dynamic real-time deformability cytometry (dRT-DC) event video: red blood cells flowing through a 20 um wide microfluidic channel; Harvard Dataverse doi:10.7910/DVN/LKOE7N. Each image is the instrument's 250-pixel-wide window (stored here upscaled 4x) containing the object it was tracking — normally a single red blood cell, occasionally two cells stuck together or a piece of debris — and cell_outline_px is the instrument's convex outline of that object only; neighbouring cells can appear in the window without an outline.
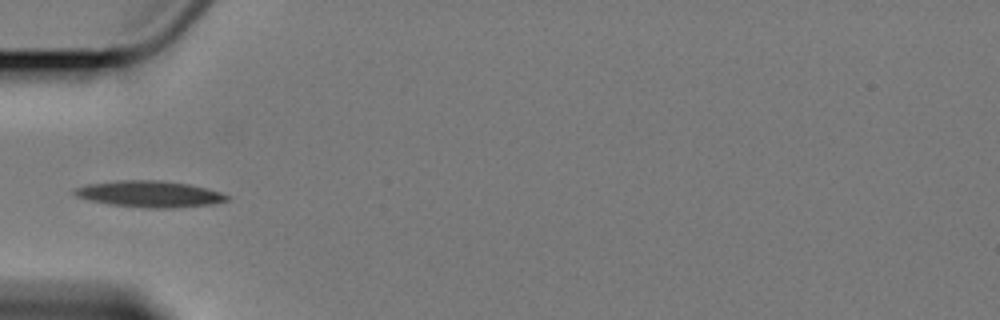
{"species": "Egyptian fruit bat (a non-hibernating species)", "species_latin": "Rousettus aegyptiacus", "temperature_condition": "cold", "stored_images_in_passage": 13, "camera_frame_rate_fps": 3000, "um_per_image_px": 0.085, "animal": {"sex": "female"}, "frame": {"image": 1, "passage_image": 3, "time_ms": 3.333, "image_size_px": [1000, 320], "cell_outline_px": [[232, 200], [212, 204], [176, 208], [140, 208], [108, 204], [88, 200], [76, 196], [72, 192], [72, 188], [88, 184], [120, 180], [160, 180], [188, 184], [220, 192], [232, 196]], "centroid_in_image_um": [12.71, 16.5], "position_along_channel_um": 72.3, "area_um2": 23.76}}
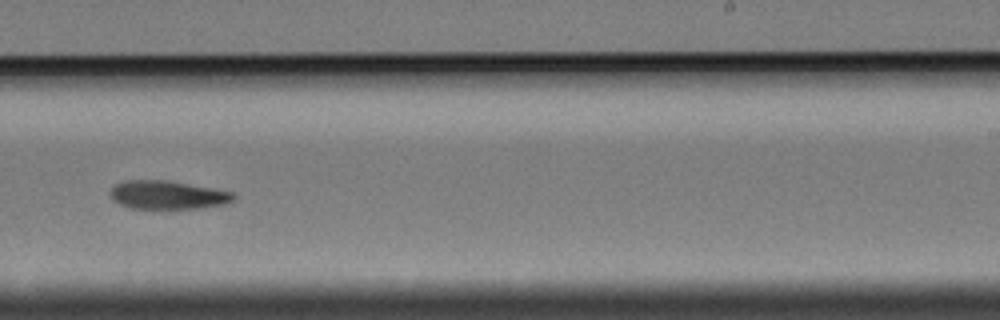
{"frame": {"image": 2, "passage_image": 8, "time_ms": 9.333, "image_size_px": [1000, 320], "cell_outline_px": [[236, 196], [232, 200], [224, 204], [204, 208], [132, 208], [120, 204], [112, 200], [108, 192], [116, 184], [124, 180], [164, 180], [212, 188], [232, 192]], "centroid_in_image_um": [14.21, 16.57], "position_along_channel_um": 274.8, "area_um2": 20.29}}
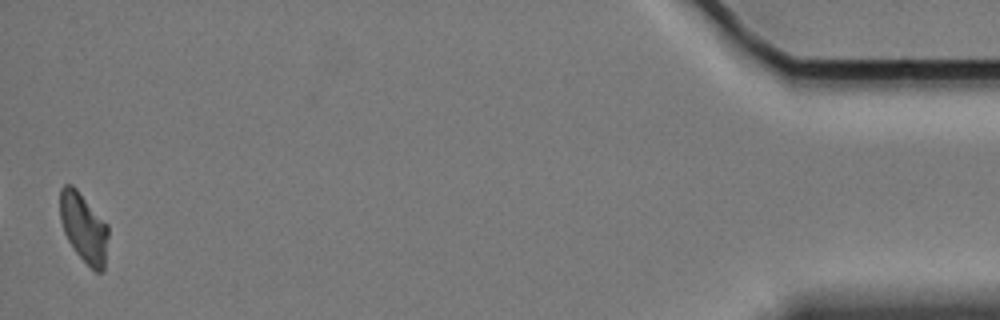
{"frame": {"image": 3, "passage_image": 13, "time_ms": 16.333, "image_size_px": [1000, 320], "cell_outline_px": [[108, 236], [104, 272], [96, 272], [76, 252], [68, 240], [64, 232], [60, 220], [60, 188], [64, 184], [72, 184], [76, 188], [108, 224]], "centroid_in_image_um": [7.12, 19.33], "position_along_channel_um": 428.1, "area_um2": 19.48}}